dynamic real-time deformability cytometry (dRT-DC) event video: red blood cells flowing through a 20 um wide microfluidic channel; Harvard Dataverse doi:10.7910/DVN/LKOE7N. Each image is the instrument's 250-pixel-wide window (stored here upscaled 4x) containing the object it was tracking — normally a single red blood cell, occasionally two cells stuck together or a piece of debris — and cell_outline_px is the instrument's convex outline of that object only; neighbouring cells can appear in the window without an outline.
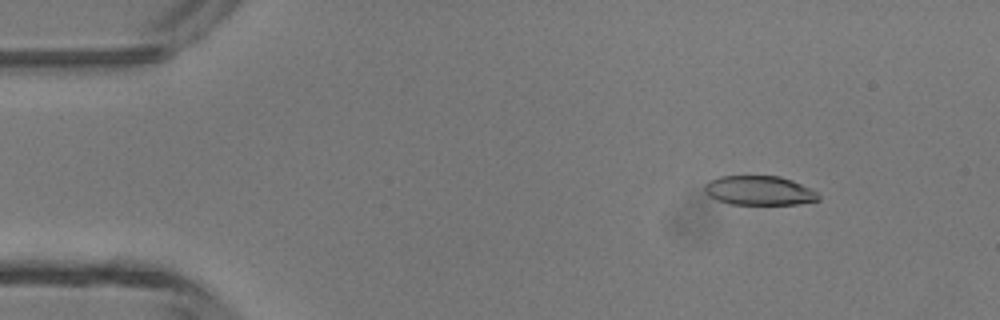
{"species": "common noctule bat (a hibernating species)", "species_latin": "Nyctalus noctula", "temperature_condition": "room temperature", "stored_images_in_passage": 20, "camera_frame_rate_fps": 3000, "um_per_image_px": 0.085, "animal": {"sex": "male", "body_mass_g": 13.3}, "frame": {"image": 1, "passage_image": 5, "time_ms": 1.333, "image_size_px": [1000, 320], "cell_outline_px": [[820, 200], [800, 204], [728, 204], [716, 200], [704, 192], [704, 184], [708, 180], [720, 176], [780, 176], [792, 180], [816, 192], [820, 196]], "centroid_in_image_um": [64.5, 16.2], "position_along_channel_um": 20.5, "area_um2": 19.54}}
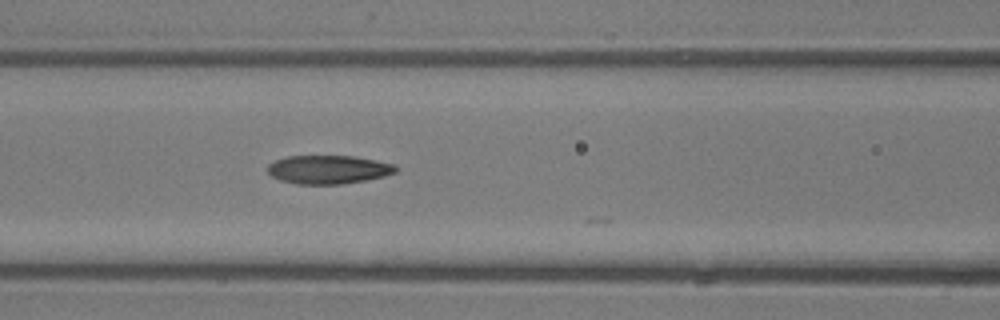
{"frame": {"image": 2, "passage_image": 19, "time_ms": 6.0, "image_size_px": [1000, 320], "cell_outline_px": [[396, 172], [384, 176], [364, 180], [340, 184], [296, 184], [280, 180], [272, 176], [268, 172], [268, 164], [276, 160], [288, 156], [352, 156], [376, 160], [396, 164]], "centroid_in_image_um": [27.91, 14.41], "position_along_channel_um": 138.7, "area_um2": 21.21}}